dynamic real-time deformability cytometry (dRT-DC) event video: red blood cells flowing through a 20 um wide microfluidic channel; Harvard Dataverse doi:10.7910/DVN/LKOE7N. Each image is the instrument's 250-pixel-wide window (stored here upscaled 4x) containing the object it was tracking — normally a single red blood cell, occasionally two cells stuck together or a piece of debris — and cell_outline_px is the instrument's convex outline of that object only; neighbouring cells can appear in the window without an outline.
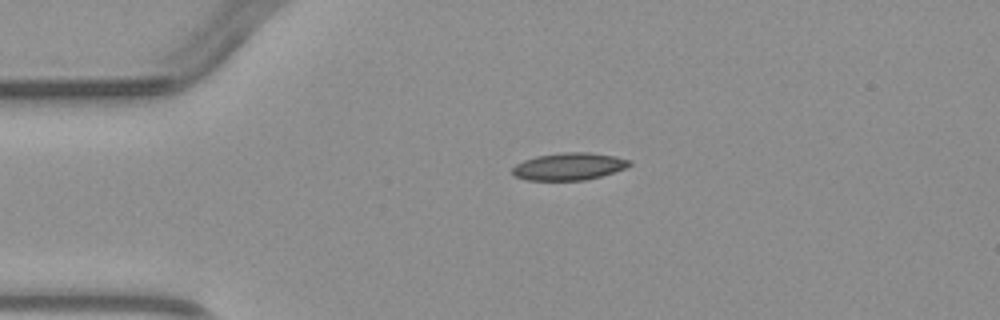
{"species": "common noctule bat (a hibernating species)", "species_latin": "Nyctalus noctula", "temperature_condition": "warm", "stored_images_in_passage": 1, "camera_frame_rate_fps": 3000, "um_per_image_px": 0.085, "animal": {"sex": "male", "body_mass_g": 23.1, "forearm_length_mm": 52.7}, "frame": {"image": 1, "passage_image": 1, "time_ms": 0.0, "image_size_px": [1000, 320], "cell_outline_px": [[632, 164], [624, 168], [600, 176], [584, 180], [528, 180], [516, 176], [512, 172], [512, 168], [516, 164], [524, 160], [536, 156], [564, 152], [588, 152], [616, 156], [632, 160]], "centroid_in_image_um": [48.37, 14.13], "position_along_channel_um": 36.6, "area_um2": 18.5}}